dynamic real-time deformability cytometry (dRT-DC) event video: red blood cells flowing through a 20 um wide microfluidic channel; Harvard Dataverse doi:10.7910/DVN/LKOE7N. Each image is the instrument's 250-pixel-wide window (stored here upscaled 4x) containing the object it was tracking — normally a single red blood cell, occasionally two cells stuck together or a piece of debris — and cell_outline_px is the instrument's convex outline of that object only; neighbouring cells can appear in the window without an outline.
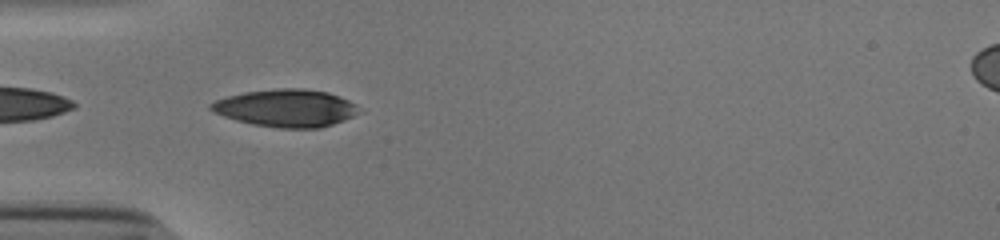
{"species": "human", "species_latin": "Homo sapiens", "temperature_condition": "cold", "stored_images_in_passage": 38, "camera_frame_rate_fps": 3000, "um_per_image_px": 0.085, "donor": {"sex": "male"}, "frame": {"image": 1, "passage_image": 2, "time_ms": 0.333, "image_size_px": [1000, 240], "cell_outline_px": [[364, 112], [344, 120], [320, 128], [280, 128], [252, 124], [236, 120], [212, 112], [208, 108], [208, 104], [216, 100], [228, 96], [244, 92], [280, 88], [304, 88], [328, 92], [340, 96], [356, 104]], "centroid_in_image_um": [24.34, 9.18], "position_along_channel_um": 60.7, "area_um2": 32.66}}
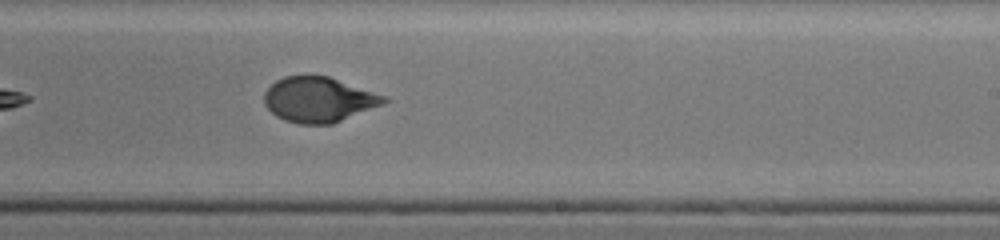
{"frame": {"image": 2, "passage_image": 18, "time_ms": 5.667, "image_size_px": [1000, 240], "cell_outline_px": [[392, 100], [384, 104], [332, 124], [300, 124], [284, 120], [276, 116], [264, 104], [264, 92], [276, 80], [284, 76], [304, 72], [308, 72], [328, 76], [388, 96]], "centroid_in_image_um": [27.1, 8.42], "position_along_channel_um": 261.9, "area_um2": 32.31}}
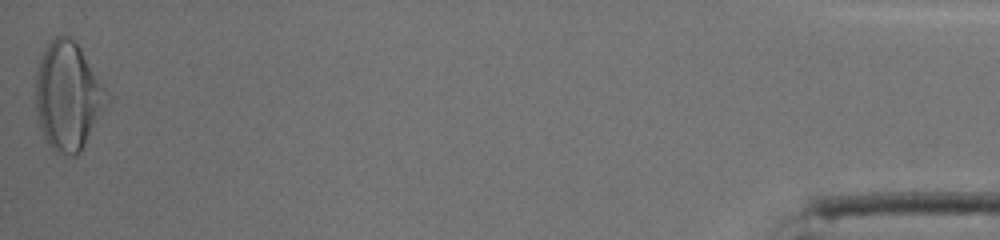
{"frame": {"image": 3, "passage_image": 38, "time_ms": 12.333, "image_size_px": [1000, 240], "cell_outline_px": [[112, 100], [80, 152], [76, 156], [72, 156], [56, 152], [44, 140], [36, 116], [36, 72], [40, 56], [48, 44], [56, 36], [68, 36], [80, 48], [112, 96]], "centroid_in_image_um": [5.81, 8.21], "position_along_channel_um": 429.4, "area_um2": 45.49}, "authors_computed_cell_mechanics": {"area_um2": 32.3102, "velocity_mm_per_s": 3.86, "shape_relaxation_time_tau1_ms": 5.8396, "shape_relaxation_time_tau2_ms": 0.6264, "deformation_change_tau1": 0.2357, "deformation_change_tau2": 0.0453}}